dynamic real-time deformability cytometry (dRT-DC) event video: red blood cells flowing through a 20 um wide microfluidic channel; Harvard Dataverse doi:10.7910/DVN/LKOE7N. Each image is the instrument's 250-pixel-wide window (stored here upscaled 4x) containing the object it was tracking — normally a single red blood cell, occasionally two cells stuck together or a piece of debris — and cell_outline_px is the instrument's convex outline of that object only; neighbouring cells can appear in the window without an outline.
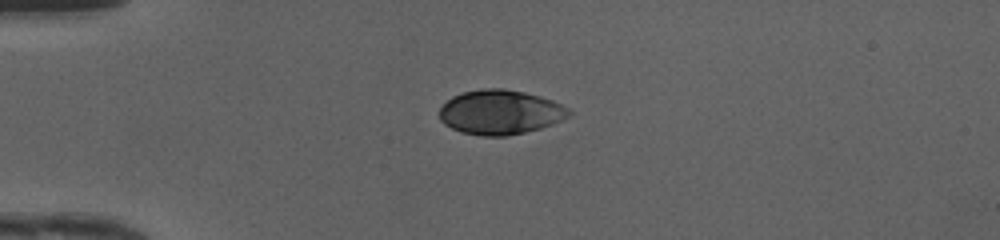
{"species": "human", "species_latin": "Homo sapiens", "temperature_condition": "cold", "stored_images_in_passage": 37, "camera_frame_rate_fps": 3000, "um_per_image_px": 0.085, "donor": {"sex": "female"}, "frame": {"image": 1, "passage_image": 1, "time_ms": 0.0, "image_size_px": [1000, 240], "cell_outline_px": [[572, 112], [568, 116], [552, 124], [540, 128], [508, 136], [480, 136], [460, 132], [444, 124], [440, 120], [440, 108], [452, 96], [464, 92], [480, 88], [504, 88], [524, 92], [540, 96], [552, 100], [568, 108]], "centroid_in_image_um": [42.5, 9.54], "position_along_channel_um": 42.5, "area_um2": 33.58}}
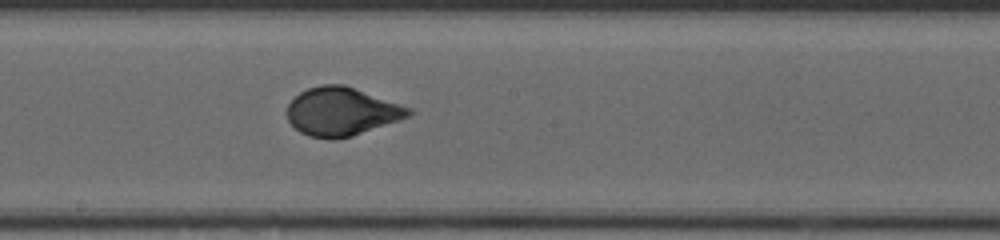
{"frame": {"image": 2, "passage_image": 16, "time_ms": 5.0, "image_size_px": [1000, 240], "cell_outline_px": [[412, 112], [408, 116], [400, 120], [352, 136], [332, 140], [308, 136], [300, 132], [288, 120], [288, 104], [300, 92], [308, 88], [320, 84], [344, 84], [412, 108]], "centroid_in_image_um": [29.04, 9.48], "position_along_channel_um": 219.2, "area_um2": 34.16}}
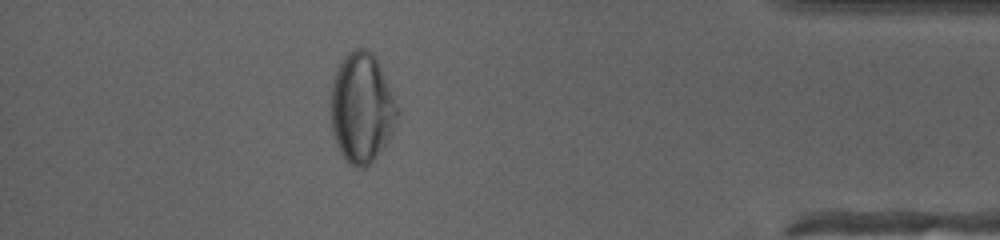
{"frame": {"image": 3, "passage_image": 32, "time_ms": 10.333, "image_size_px": [1000, 240], "cell_outline_px": [[400, 112], [392, 136], [376, 156], [364, 168], [356, 168], [340, 152], [332, 132], [332, 84], [336, 68], [340, 60], [352, 48], [368, 48], [376, 56], [380, 64], [400, 108]], "centroid_in_image_um": [30.79, 9.12], "position_along_channel_um": 404.4, "area_um2": 43.06}, "authors_computed_cell_mechanics": {"area_um2": 34.5644, "velocity_mm_per_s": 4.1809, "shape_relaxation_time_tau1_ms": 3.9527, "shape_relaxation_time_tau2_ms": null, "deformation_change_tau1": 0.175, "deformation_change_tau2": null}}